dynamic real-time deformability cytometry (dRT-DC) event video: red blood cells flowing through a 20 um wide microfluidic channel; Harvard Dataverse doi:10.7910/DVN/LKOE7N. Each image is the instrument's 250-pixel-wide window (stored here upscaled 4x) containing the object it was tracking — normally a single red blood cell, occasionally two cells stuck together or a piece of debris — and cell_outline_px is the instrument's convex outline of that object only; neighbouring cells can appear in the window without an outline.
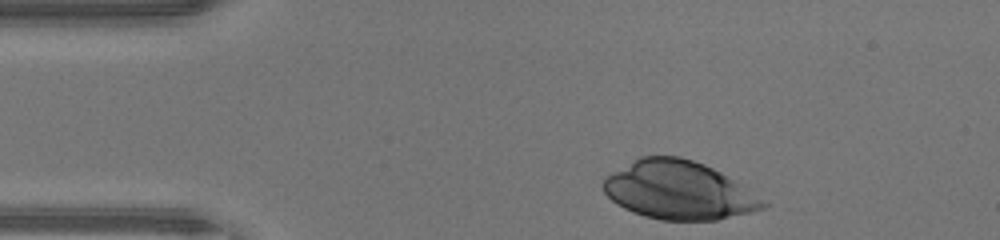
{"species": "human", "species_latin": "Homo sapiens", "temperature_condition": "warm", "stored_images_in_passage": 31, "camera_frame_rate_fps": 3000, "um_per_image_px": 0.085, "donor": {"sex": "male"}, "frame": {"image": 1, "passage_image": 1, "time_ms": 0.0, "image_size_px": [1000, 240], "cell_outline_px": [[768, 204], [764, 208], [716, 220], [660, 220], [644, 216], [632, 212], [616, 204], [604, 192], [600, 184], [604, 176], [640, 156], [680, 156], [704, 164], [720, 172], [740, 184]], "centroid_in_image_um": [57.6, 16.17], "position_along_channel_um": 27.4, "area_um2": 53.99}}
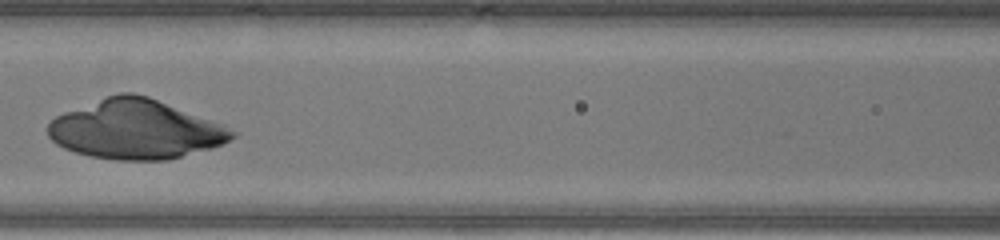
{"frame": {"image": 2, "passage_image": 14, "time_ms": 4.333, "image_size_px": [1000, 240], "cell_outline_px": [[236, 136], [224, 144], [212, 148], [168, 160], [116, 160], [88, 156], [64, 148], [56, 144], [48, 136], [48, 124], [56, 116], [64, 112], [104, 96], [120, 92], [132, 92], [148, 96], [224, 124], [236, 132]], "centroid_in_image_um": [11.54, 10.99], "position_along_channel_um": 155.1, "area_um2": 63.93}}
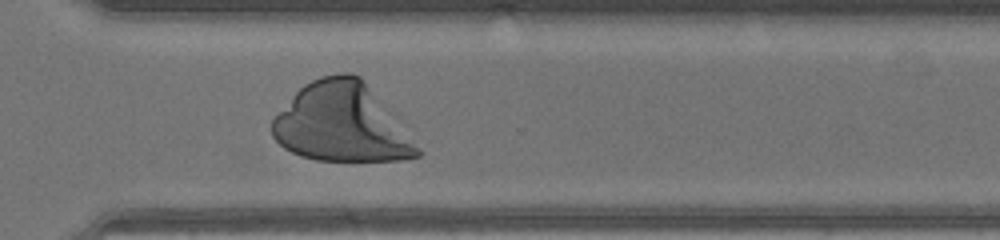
{"frame": {"image": 3, "passage_image": 27, "time_ms": 8.667, "image_size_px": [1000, 240], "cell_outline_px": [[424, 152], [420, 156], [404, 160], [316, 160], [300, 156], [284, 148], [272, 136], [272, 120], [292, 96], [304, 84], [320, 76], [340, 72], [352, 72], [360, 76]], "centroid_in_image_um": [29.03, 10.45], "position_along_channel_um": 341.6, "area_um2": 66.01}}